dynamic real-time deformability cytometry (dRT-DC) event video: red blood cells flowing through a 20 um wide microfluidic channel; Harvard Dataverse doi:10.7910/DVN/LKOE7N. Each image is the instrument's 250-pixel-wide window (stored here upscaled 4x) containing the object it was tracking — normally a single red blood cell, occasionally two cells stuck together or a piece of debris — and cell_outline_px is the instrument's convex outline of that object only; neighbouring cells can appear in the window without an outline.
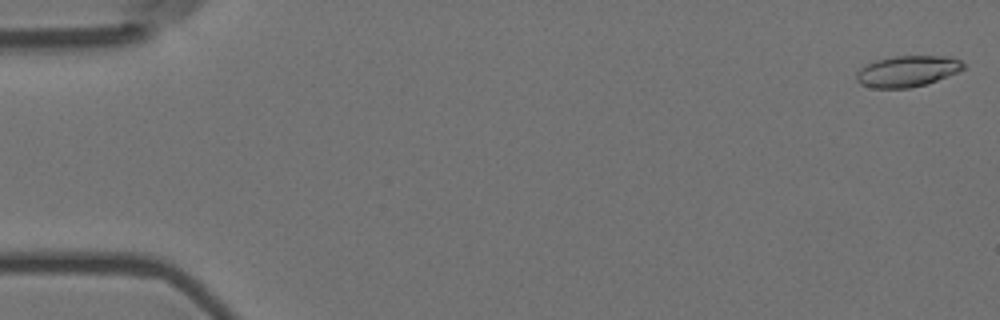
{"species": "Egyptian fruit bat (a non-hibernating species)", "species_latin": "Rousettus aegyptiacus", "temperature_condition": "room temperature", "stored_images_in_passage": 8, "camera_frame_rate_fps": 3000, "um_per_image_px": 0.085, "animal": {"sex": "female"}, "frame": {"image": 1, "passage_image": 1, "time_ms": 0.0, "image_size_px": [1000, 320], "cell_outline_px": [[964, 68], [948, 76], [924, 84], [908, 88], [872, 88], [860, 84], [856, 80], [856, 72], [860, 68], [872, 60], [892, 56], [952, 56], [960, 60], [964, 64]], "centroid_in_image_um": [77.07, 6.04], "position_along_channel_um": 7.9, "area_um2": 19.48}}
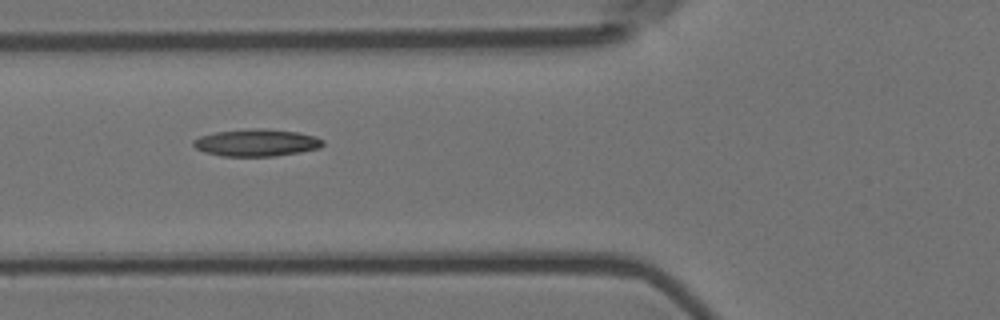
{"frame": {"image": 2, "passage_image": 7, "time_ms": 2.0, "image_size_px": [1000, 320], "cell_outline_px": [[324, 144], [320, 148], [300, 152], [276, 156], [220, 156], [204, 152], [196, 148], [192, 144], [192, 140], [200, 136], [216, 132], [256, 128], [260, 128], [296, 132], [316, 136], [324, 140]], "centroid_in_image_um": [21.8, 12.13], "position_along_channel_um": 104.0, "area_um2": 20.52}}
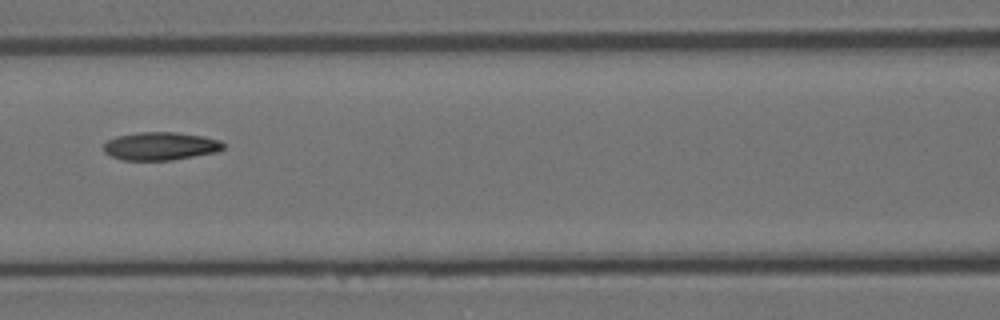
{"frame": {"image": 3, "passage_image": 8, "time_ms": 2.333, "image_size_px": [1000, 320], "cell_outline_px": [[224, 148], [216, 152], [172, 160], [124, 160], [112, 156], [104, 152], [104, 144], [108, 140], [116, 136], [140, 132], [176, 132], [204, 136], [220, 140], [224, 144]], "centroid_in_image_um": [13.65, 12.41], "position_along_channel_um": 152.9, "area_um2": 19.54}}